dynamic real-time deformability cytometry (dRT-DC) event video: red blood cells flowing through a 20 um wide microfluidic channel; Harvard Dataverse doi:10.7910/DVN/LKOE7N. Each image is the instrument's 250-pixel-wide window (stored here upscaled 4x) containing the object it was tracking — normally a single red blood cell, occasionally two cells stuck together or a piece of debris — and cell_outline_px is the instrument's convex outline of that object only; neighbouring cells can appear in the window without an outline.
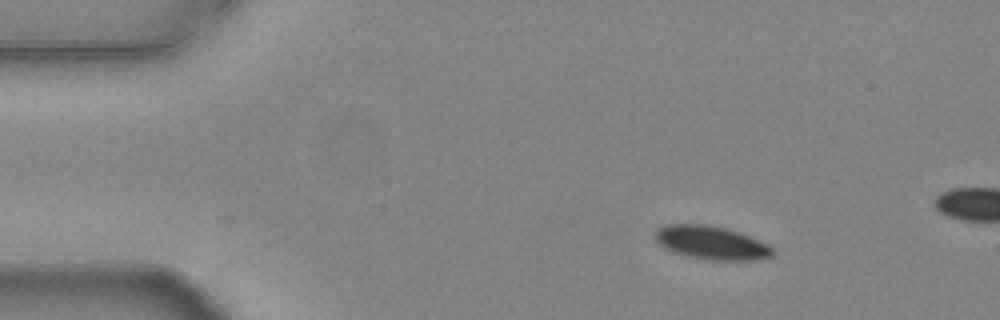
{"species": "common noctule bat (a hibernating species)", "species_latin": "Nyctalus noctula", "temperature_condition": "warm", "stored_images_in_passage": 9, "camera_frame_rate_fps": 3000, "um_per_image_px": 0.085, "animal": {"sex": "female", "body_mass_g": 24.6, "forearm_length_mm": 56.2}, "frame": {"image": 1, "passage_image": 1, "time_ms": 0.0, "image_size_px": [1000, 320], "cell_outline_px": [[776, 252], [772, 256], [760, 260], [708, 260], [688, 256], [664, 248], [652, 236], [652, 232], [656, 228], [664, 224], [708, 224], [740, 232], [768, 244]], "centroid_in_image_um": [60.44, 20.62], "position_along_channel_um": 24.6, "area_um2": 23.24}}